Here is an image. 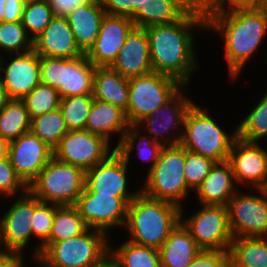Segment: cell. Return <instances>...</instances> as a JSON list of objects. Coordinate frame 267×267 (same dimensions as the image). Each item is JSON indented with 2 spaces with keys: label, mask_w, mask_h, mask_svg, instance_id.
<instances>
[{
  "label": "cell",
  "mask_w": 267,
  "mask_h": 267,
  "mask_svg": "<svg viewBox=\"0 0 267 267\" xmlns=\"http://www.w3.org/2000/svg\"><path fill=\"white\" fill-rule=\"evenodd\" d=\"M261 7L267 12V0H262Z\"/></svg>",
  "instance_id": "6f0895ef"
},
{
  "label": "cell",
  "mask_w": 267,
  "mask_h": 267,
  "mask_svg": "<svg viewBox=\"0 0 267 267\" xmlns=\"http://www.w3.org/2000/svg\"><path fill=\"white\" fill-rule=\"evenodd\" d=\"M10 97L7 93L6 87L3 84L0 76V110L10 101Z\"/></svg>",
  "instance_id": "816d5d0a"
},
{
  "label": "cell",
  "mask_w": 267,
  "mask_h": 267,
  "mask_svg": "<svg viewBox=\"0 0 267 267\" xmlns=\"http://www.w3.org/2000/svg\"><path fill=\"white\" fill-rule=\"evenodd\" d=\"M55 204L42 202L35 197V210L33 215V223L31 224L32 239L35 241L33 244V252L31 256L41 254V247L49 240L54 220Z\"/></svg>",
  "instance_id": "74e56055"
},
{
  "label": "cell",
  "mask_w": 267,
  "mask_h": 267,
  "mask_svg": "<svg viewBox=\"0 0 267 267\" xmlns=\"http://www.w3.org/2000/svg\"><path fill=\"white\" fill-rule=\"evenodd\" d=\"M33 260L30 263H33L32 265L38 266V267H55L52 266L51 264L47 263L40 255L37 256H32ZM35 263V264H34ZM29 265H27L26 263V267H28Z\"/></svg>",
  "instance_id": "db71d44e"
},
{
  "label": "cell",
  "mask_w": 267,
  "mask_h": 267,
  "mask_svg": "<svg viewBox=\"0 0 267 267\" xmlns=\"http://www.w3.org/2000/svg\"><path fill=\"white\" fill-rule=\"evenodd\" d=\"M130 169L126 161L114 151L106 160L85 171L84 190L112 194L129 204L141 192L140 187H132L133 190L129 188Z\"/></svg>",
  "instance_id": "9a60e30c"
},
{
  "label": "cell",
  "mask_w": 267,
  "mask_h": 267,
  "mask_svg": "<svg viewBox=\"0 0 267 267\" xmlns=\"http://www.w3.org/2000/svg\"><path fill=\"white\" fill-rule=\"evenodd\" d=\"M215 163L212 159L186 150L184 177L192 192L201 185Z\"/></svg>",
  "instance_id": "60d3db41"
},
{
  "label": "cell",
  "mask_w": 267,
  "mask_h": 267,
  "mask_svg": "<svg viewBox=\"0 0 267 267\" xmlns=\"http://www.w3.org/2000/svg\"><path fill=\"white\" fill-rule=\"evenodd\" d=\"M54 16L66 17L73 10L81 7L91 0H46Z\"/></svg>",
  "instance_id": "bcb514c9"
},
{
  "label": "cell",
  "mask_w": 267,
  "mask_h": 267,
  "mask_svg": "<svg viewBox=\"0 0 267 267\" xmlns=\"http://www.w3.org/2000/svg\"><path fill=\"white\" fill-rule=\"evenodd\" d=\"M188 267H230L229 251L201 250Z\"/></svg>",
  "instance_id": "f6af8a7d"
},
{
  "label": "cell",
  "mask_w": 267,
  "mask_h": 267,
  "mask_svg": "<svg viewBox=\"0 0 267 267\" xmlns=\"http://www.w3.org/2000/svg\"><path fill=\"white\" fill-rule=\"evenodd\" d=\"M104 231L87 228L82 234L60 242H46L40 256L55 267H91L110 253Z\"/></svg>",
  "instance_id": "8992f818"
},
{
  "label": "cell",
  "mask_w": 267,
  "mask_h": 267,
  "mask_svg": "<svg viewBox=\"0 0 267 267\" xmlns=\"http://www.w3.org/2000/svg\"><path fill=\"white\" fill-rule=\"evenodd\" d=\"M189 87L183 86L169 101L144 117L135 126L164 146L179 145L186 112L195 102L188 96Z\"/></svg>",
  "instance_id": "30bf717a"
},
{
  "label": "cell",
  "mask_w": 267,
  "mask_h": 267,
  "mask_svg": "<svg viewBox=\"0 0 267 267\" xmlns=\"http://www.w3.org/2000/svg\"><path fill=\"white\" fill-rule=\"evenodd\" d=\"M129 126L124 110L111 103L94 99L93 106L85 123L86 131L98 134L112 144L114 143L113 139L117 136L118 140L114 144L116 147Z\"/></svg>",
  "instance_id": "603a6c76"
},
{
  "label": "cell",
  "mask_w": 267,
  "mask_h": 267,
  "mask_svg": "<svg viewBox=\"0 0 267 267\" xmlns=\"http://www.w3.org/2000/svg\"><path fill=\"white\" fill-rule=\"evenodd\" d=\"M25 255L9 249L0 248V267H26Z\"/></svg>",
  "instance_id": "c3c4849f"
},
{
  "label": "cell",
  "mask_w": 267,
  "mask_h": 267,
  "mask_svg": "<svg viewBox=\"0 0 267 267\" xmlns=\"http://www.w3.org/2000/svg\"><path fill=\"white\" fill-rule=\"evenodd\" d=\"M84 187L85 171L82 168L53 157L28 186V190L42 202L62 206L74 205Z\"/></svg>",
  "instance_id": "52a82bcc"
},
{
  "label": "cell",
  "mask_w": 267,
  "mask_h": 267,
  "mask_svg": "<svg viewBox=\"0 0 267 267\" xmlns=\"http://www.w3.org/2000/svg\"><path fill=\"white\" fill-rule=\"evenodd\" d=\"M106 138L86 130L68 131L53 149V157L87 171L106 160L115 150Z\"/></svg>",
  "instance_id": "7c38bea8"
},
{
  "label": "cell",
  "mask_w": 267,
  "mask_h": 267,
  "mask_svg": "<svg viewBox=\"0 0 267 267\" xmlns=\"http://www.w3.org/2000/svg\"><path fill=\"white\" fill-rule=\"evenodd\" d=\"M10 200L13 201L7 206L8 209L5 207L4 214H0V248L25 255L26 248L32 244L31 224L35 196L28 190L25 194L14 196Z\"/></svg>",
  "instance_id": "4fadbf2b"
},
{
  "label": "cell",
  "mask_w": 267,
  "mask_h": 267,
  "mask_svg": "<svg viewBox=\"0 0 267 267\" xmlns=\"http://www.w3.org/2000/svg\"><path fill=\"white\" fill-rule=\"evenodd\" d=\"M9 141L0 136V159L8 157Z\"/></svg>",
  "instance_id": "f5cc1de1"
},
{
  "label": "cell",
  "mask_w": 267,
  "mask_h": 267,
  "mask_svg": "<svg viewBox=\"0 0 267 267\" xmlns=\"http://www.w3.org/2000/svg\"><path fill=\"white\" fill-rule=\"evenodd\" d=\"M230 267H267V237H241L231 242Z\"/></svg>",
  "instance_id": "f546056e"
},
{
  "label": "cell",
  "mask_w": 267,
  "mask_h": 267,
  "mask_svg": "<svg viewBox=\"0 0 267 267\" xmlns=\"http://www.w3.org/2000/svg\"><path fill=\"white\" fill-rule=\"evenodd\" d=\"M8 157L16 174L29 186L53 158V149L29 131L9 142Z\"/></svg>",
  "instance_id": "ac0fdd59"
},
{
  "label": "cell",
  "mask_w": 267,
  "mask_h": 267,
  "mask_svg": "<svg viewBox=\"0 0 267 267\" xmlns=\"http://www.w3.org/2000/svg\"><path fill=\"white\" fill-rule=\"evenodd\" d=\"M93 101L92 94L60 98L59 109L69 131L85 130V123Z\"/></svg>",
  "instance_id": "d590c367"
},
{
  "label": "cell",
  "mask_w": 267,
  "mask_h": 267,
  "mask_svg": "<svg viewBox=\"0 0 267 267\" xmlns=\"http://www.w3.org/2000/svg\"><path fill=\"white\" fill-rule=\"evenodd\" d=\"M209 110L195 102L191 105L184 118L180 145L216 163L228 161L232 144L237 139V125L227 132Z\"/></svg>",
  "instance_id": "277c9868"
},
{
  "label": "cell",
  "mask_w": 267,
  "mask_h": 267,
  "mask_svg": "<svg viewBox=\"0 0 267 267\" xmlns=\"http://www.w3.org/2000/svg\"><path fill=\"white\" fill-rule=\"evenodd\" d=\"M110 67L127 79L153 71L149 39L144 28L135 27L131 31Z\"/></svg>",
  "instance_id": "44dd1931"
},
{
  "label": "cell",
  "mask_w": 267,
  "mask_h": 267,
  "mask_svg": "<svg viewBox=\"0 0 267 267\" xmlns=\"http://www.w3.org/2000/svg\"><path fill=\"white\" fill-rule=\"evenodd\" d=\"M31 129V118L25 103L11 99L0 110V136L9 142Z\"/></svg>",
  "instance_id": "d6a6232c"
},
{
  "label": "cell",
  "mask_w": 267,
  "mask_h": 267,
  "mask_svg": "<svg viewBox=\"0 0 267 267\" xmlns=\"http://www.w3.org/2000/svg\"><path fill=\"white\" fill-rule=\"evenodd\" d=\"M262 146L238 138L233 142L228 162L239 188L267 189V149Z\"/></svg>",
  "instance_id": "2e32d148"
},
{
  "label": "cell",
  "mask_w": 267,
  "mask_h": 267,
  "mask_svg": "<svg viewBox=\"0 0 267 267\" xmlns=\"http://www.w3.org/2000/svg\"><path fill=\"white\" fill-rule=\"evenodd\" d=\"M30 131L54 149L69 130L66 127L62 112L58 108L31 118Z\"/></svg>",
  "instance_id": "e575fe53"
},
{
  "label": "cell",
  "mask_w": 267,
  "mask_h": 267,
  "mask_svg": "<svg viewBox=\"0 0 267 267\" xmlns=\"http://www.w3.org/2000/svg\"><path fill=\"white\" fill-rule=\"evenodd\" d=\"M0 76L10 99L22 100L41 83L40 56L33 49L0 56Z\"/></svg>",
  "instance_id": "e0dca14e"
},
{
  "label": "cell",
  "mask_w": 267,
  "mask_h": 267,
  "mask_svg": "<svg viewBox=\"0 0 267 267\" xmlns=\"http://www.w3.org/2000/svg\"><path fill=\"white\" fill-rule=\"evenodd\" d=\"M190 216L181 207V223L201 250L229 251L234 237L230 230L226 205H204Z\"/></svg>",
  "instance_id": "9c48e42d"
},
{
  "label": "cell",
  "mask_w": 267,
  "mask_h": 267,
  "mask_svg": "<svg viewBox=\"0 0 267 267\" xmlns=\"http://www.w3.org/2000/svg\"><path fill=\"white\" fill-rule=\"evenodd\" d=\"M33 49V40L28 36L21 21H0V56L25 53Z\"/></svg>",
  "instance_id": "8d00e7d4"
},
{
  "label": "cell",
  "mask_w": 267,
  "mask_h": 267,
  "mask_svg": "<svg viewBox=\"0 0 267 267\" xmlns=\"http://www.w3.org/2000/svg\"><path fill=\"white\" fill-rule=\"evenodd\" d=\"M74 206L88 228L104 231L111 236L112 230L124 228L129 204L112 194H99V192L84 190Z\"/></svg>",
  "instance_id": "5bb4252c"
},
{
  "label": "cell",
  "mask_w": 267,
  "mask_h": 267,
  "mask_svg": "<svg viewBox=\"0 0 267 267\" xmlns=\"http://www.w3.org/2000/svg\"><path fill=\"white\" fill-rule=\"evenodd\" d=\"M110 254L116 259L118 267H161L159 250L139 245L127 239L121 245H112ZM119 246V247H118Z\"/></svg>",
  "instance_id": "4dcf8cb0"
},
{
  "label": "cell",
  "mask_w": 267,
  "mask_h": 267,
  "mask_svg": "<svg viewBox=\"0 0 267 267\" xmlns=\"http://www.w3.org/2000/svg\"><path fill=\"white\" fill-rule=\"evenodd\" d=\"M94 72L95 66L86 54L75 59L63 58L62 87L58 90L60 98L92 94Z\"/></svg>",
  "instance_id": "83f0119b"
},
{
  "label": "cell",
  "mask_w": 267,
  "mask_h": 267,
  "mask_svg": "<svg viewBox=\"0 0 267 267\" xmlns=\"http://www.w3.org/2000/svg\"><path fill=\"white\" fill-rule=\"evenodd\" d=\"M6 2L7 0H0V21H2L5 17L4 9Z\"/></svg>",
  "instance_id": "9f6ffc18"
},
{
  "label": "cell",
  "mask_w": 267,
  "mask_h": 267,
  "mask_svg": "<svg viewBox=\"0 0 267 267\" xmlns=\"http://www.w3.org/2000/svg\"><path fill=\"white\" fill-rule=\"evenodd\" d=\"M241 190L226 205L234 239L267 237V189L250 188V193Z\"/></svg>",
  "instance_id": "8fae6325"
},
{
  "label": "cell",
  "mask_w": 267,
  "mask_h": 267,
  "mask_svg": "<svg viewBox=\"0 0 267 267\" xmlns=\"http://www.w3.org/2000/svg\"><path fill=\"white\" fill-rule=\"evenodd\" d=\"M258 98L249 112L243 113L245 117L240 115V122L236 124L237 138L242 141L262 143L267 137V89Z\"/></svg>",
  "instance_id": "1f68e13d"
},
{
  "label": "cell",
  "mask_w": 267,
  "mask_h": 267,
  "mask_svg": "<svg viewBox=\"0 0 267 267\" xmlns=\"http://www.w3.org/2000/svg\"><path fill=\"white\" fill-rule=\"evenodd\" d=\"M158 250L161 267H188L201 251L181 222Z\"/></svg>",
  "instance_id": "484cf974"
},
{
  "label": "cell",
  "mask_w": 267,
  "mask_h": 267,
  "mask_svg": "<svg viewBox=\"0 0 267 267\" xmlns=\"http://www.w3.org/2000/svg\"><path fill=\"white\" fill-rule=\"evenodd\" d=\"M94 99L111 103L127 111L129 79L109 67H95L93 77Z\"/></svg>",
  "instance_id": "f1b7e54d"
},
{
  "label": "cell",
  "mask_w": 267,
  "mask_h": 267,
  "mask_svg": "<svg viewBox=\"0 0 267 267\" xmlns=\"http://www.w3.org/2000/svg\"><path fill=\"white\" fill-rule=\"evenodd\" d=\"M53 17L46 0H30L25 4L21 23L28 36L34 40L50 24Z\"/></svg>",
  "instance_id": "f35d334b"
},
{
  "label": "cell",
  "mask_w": 267,
  "mask_h": 267,
  "mask_svg": "<svg viewBox=\"0 0 267 267\" xmlns=\"http://www.w3.org/2000/svg\"><path fill=\"white\" fill-rule=\"evenodd\" d=\"M144 29L149 39L153 71L190 86L201 68L195 35L197 31H206V18L198 3L179 21Z\"/></svg>",
  "instance_id": "6da1fadb"
},
{
  "label": "cell",
  "mask_w": 267,
  "mask_h": 267,
  "mask_svg": "<svg viewBox=\"0 0 267 267\" xmlns=\"http://www.w3.org/2000/svg\"><path fill=\"white\" fill-rule=\"evenodd\" d=\"M87 225L74 205H55L54 220L47 242H60L82 234Z\"/></svg>",
  "instance_id": "836d02e7"
},
{
  "label": "cell",
  "mask_w": 267,
  "mask_h": 267,
  "mask_svg": "<svg viewBox=\"0 0 267 267\" xmlns=\"http://www.w3.org/2000/svg\"><path fill=\"white\" fill-rule=\"evenodd\" d=\"M204 16L206 33L220 37L229 79L237 83L248 62L257 52L260 53L262 44H266L267 12L259 6Z\"/></svg>",
  "instance_id": "7a4b0ae2"
},
{
  "label": "cell",
  "mask_w": 267,
  "mask_h": 267,
  "mask_svg": "<svg viewBox=\"0 0 267 267\" xmlns=\"http://www.w3.org/2000/svg\"><path fill=\"white\" fill-rule=\"evenodd\" d=\"M185 156L186 149L180 144L164 146L155 166L142 180L141 193L183 207L192 195L184 177Z\"/></svg>",
  "instance_id": "5b68a950"
},
{
  "label": "cell",
  "mask_w": 267,
  "mask_h": 267,
  "mask_svg": "<svg viewBox=\"0 0 267 267\" xmlns=\"http://www.w3.org/2000/svg\"><path fill=\"white\" fill-rule=\"evenodd\" d=\"M33 50L43 57L75 59L85 53L78 47L66 17L54 16L45 30L33 40Z\"/></svg>",
  "instance_id": "ffe728a7"
},
{
  "label": "cell",
  "mask_w": 267,
  "mask_h": 267,
  "mask_svg": "<svg viewBox=\"0 0 267 267\" xmlns=\"http://www.w3.org/2000/svg\"><path fill=\"white\" fill-rule=\"evenodd\" d=\"M26 2L23 0H7L5 3V17L2 21L5 22H18L22 19Z\"/></svg>",
  "instance_id": "681fc988"
},
{
  "label": "cell",
  "mask_w": 267,
  "mask_h": 267,
  "mask_svg": "<svg viewBox=\"0 0 267 267\" xmlns=\"http://www.w3.org/2000/svg\"><path fill=\"white\" fill-rule=\"evenodd\" d=\"M134 28L131 18L106 14L94 45L86 53L88 60L95 67L111 66Z\"/></svg>",
  "instance_id": "d6986e66"
},
{
  "label": "cell",
  "mask_w": 267,
  "mask_h": 267,
  "mask_svg": "<svg viewBox=\"0 0 267 267\" xmlns=\"http://www.w3.org/2000/svg\"><path fill=\"white\" fill-rule=\"evenodd\" d=\"M106 12L100 0H91L66 16L78 47L86 54L94 45Z\"/></svg>",
  "instance_id": "d4e9b609"
},
{
  "label": "cell",
  "mask_w": 267,
  "mask_h": 267,
  "mask_svg": "<svg viewBox=\"0 0 267 267\" xmlns=\"http://www.w3.org/2000/svg\"><path fill=\"white\" fill-rule=\"evenodd\" d=\"M181 222V207L141 192L129 203L124 234L127 240L159 249ZM129 234V235H128Z\"/></svg>",
  "instance_id": "3957f363"
},
{
  "label": "cell",
  "mask_w": 267,
  "mask_h": 267,
  "mask_svg": "<svg viewBox=\"0 0 267 267\" xmlns=\"http://www.w3.org/2000/svg\"><path fill=\"white\" fill-rule=\"evenodd\" d=\"M22 101L30 118L37 117L59 108L60 96L57 90L40 83Z\"/></svg>",
  "instance_id": "ab89813d"
},
{
  "label": "cell",
  "mask_w": 267,
  "mask_h": 267,
  "mask_svg": "<svg viewBox=\"0 0 267 267\" xmlns=\"http://www.w3.org/2000/svg\"><path fill=\"white\" fill-rule=\"evenodd\" d=\"M115 148L117 153L126 161L129 168L131 166V158L133 159L135 155L136 158L138 156L137 159L141 160L142 165L143 163H148V170L145 171L149 172L158 161L164 145L145 135L136 126H129L120 143Z\"/></svg>",
  "instance_id": "4316f807"
},
{
  "label": "cell",
  "mask_w": 267,
  "mask_h": 267,
  "mask_svg": "<svg viewBox=\"0 0 267 267\" xmlns=\"http://www.w3.org/2000/svg\"><path fill=\"white\" fill-rule=\"evenodd\" d=\"M27 191L28 186L16 174L9 157L0 159V200L8 201L9 198L23 195Z\"/></svg>",
  "instance_id": "b9f144b4"
},
{
  "label": "cell",
  "mask_w": 267,
  "mask_h": 267,
  "mask_svg": "<svg viewBox=\"0 0 267 267\" xmlns=\"http://www.w3.org/2000/svg\"><path fill=\"white\" fill-rule=\"evenodd\" d=\"M184 85L158 72H150L129 79V97L125 112L130 126L169 101Z\"/></svg>",
  "instance_id": "ba28073f"
},
{
  "label": "cell",
  "mask_w": 267,
  "mask_h": 267,
  "mask_svg": "<svg viewBox=\"0 0 267 267\" xmlns=\"http://www.w3.org/2000/svg\"><path fill=\"white\" fill-rule=\"evenodd\" d=\"M266 54H267V53H266ZM266 54H265V56H266V58H265V59H266V60H265L266 63H265V64H266V68H267V55H266Z\"/></svg>",
  "instance_id": "680465c9"
},
{
  "label": "cell",
  "mask_w": 267,
  "mask_h": 267,
  "mask_svg": "<svg viewBox=\"0 0 267 267\" xmlns=\"http://www.w3.org/2000/svg\"><path fill=\"white\" fill-rule=\"evenodd\" d=\"M107 15L131 18L130 0H100Z\"/></svg>",
  "instance_id": "7dc6e473"
},
{
  "label": "cell",
  "mask_w": 267,
  "mask_h": 267,
  "mask_svg": "<svg viewBox=\"0 0 267 267\" xmlns=\"http://www.w3.org/2000/svg\"><path fill=\"white\" fill-rule=\"evenodd\" d=\"M198 0H148L131 17L135 27L171 24L181 20Z\"/></svg>",
  "instance_id": "cb8c5ba5"
},
{
  "label": "cell",
  "mask_w": 267,
  "mask_h": 267,
  "mask_svg": "<svg viewBox=\"0 0 267 267\" xmlns=\"http://www.w3.org/2000/svg\"><path fill=\"white\" fill-rule=\"evenodd\" d=\"M262 0H198L204 15H219L236 9L256 8Z\"/></svg>",
  "instance_id": "7bdbcfd3"
},
{
  "label": "cell",
  "mask_w": 267,
  "mask_h": 267,
  "mask_svg": "<svg viewBox=\"0 0 267 267\" xmlns=\"http://www.w3.org/2000/svg\"><path fill=\"white\" fill-rule=\"evenodd\" d=\"M63 58L40 56L41 83L59 90L62 87Z\"/></svg>",
  "instance_id": "ee69618b"
},
{
  "label": "cell",
  "mask_w": 267,
  "mask_h": 267,
  "mask_svg": "<svg viewBox=\"0 0 267 267\" xmlns=\"http://www.w3.org/2000/svg\"><path fill=\"white\" fill-rule=\"evenodd\" d=\"M91 267H118L116 259L109 253L101 261Z\"/></svg>",
  "instance_id": "f907efd6"
},
{
  "label": "cell",
  "mask_w": 267,
  "mask_h": 267,
  "mask_svg": "<svg viewBox=\"0 0 267 267\" xmlns=\"http://www.w3.org/2000/svg\"><path fill=\"white\" fill-rule=\"evenodd\" d=\"M148 0H130L131 4V17L139 9L141 5H144Z\"/></svg>",
  "instance_id": "11a10c76"
},
{
  "label": "cell",
  "mask_w": 267,
  "mask_h": 267,
  "mask_svg": "<svg viewBox=\"0 0 267 267\" xmlns=\"http://www.w3.org/2000/svg\"><path fill=\"white\" fill-rule=\"evenodd\" d=\"M231 164L228 161L215 163L204 181L192 193L198 204L227 205L232 196L239 190Z\"/></svg>",
  "instance_id": "7402d4cb"
}]
</instances>
